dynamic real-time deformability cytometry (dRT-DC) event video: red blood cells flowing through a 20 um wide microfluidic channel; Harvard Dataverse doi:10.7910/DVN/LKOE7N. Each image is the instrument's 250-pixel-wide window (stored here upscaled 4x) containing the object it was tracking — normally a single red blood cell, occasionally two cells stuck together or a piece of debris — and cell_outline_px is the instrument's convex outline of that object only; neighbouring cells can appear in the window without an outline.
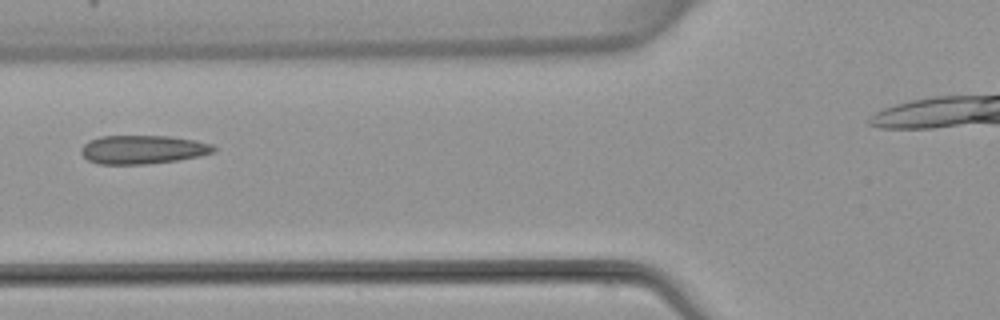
{"species": "common noctule bat (a hibernating species)", "species_latin": "Nyctalus noctula", "temperature_condition": "warm", "stored_images_in_passage": 2, "camera_frame_rate_fps": 3000, "um_per_image_px": 0.085, "animal": {"sex": "female", "body_mass_g": 22.7, "forearm_length_mm": 54.2}, "frame": {"image": 1, "passage_image": 2, "time_ms": 1.333, "image_size_px": [1000, 320], "cell_outline_px": [[216, 152], [200, 156], [176, 160], [148, 164], [100, 164], [88, 160], [80, 152], [80, 148], [88, 140], [100, 136], [168, 136], [196, 140], [212, 144], [216, 148]], "centroid_in_image_um": [12.14, 12.71], "position_along_channel_um": 113.7, "area_um2": 22.25}}